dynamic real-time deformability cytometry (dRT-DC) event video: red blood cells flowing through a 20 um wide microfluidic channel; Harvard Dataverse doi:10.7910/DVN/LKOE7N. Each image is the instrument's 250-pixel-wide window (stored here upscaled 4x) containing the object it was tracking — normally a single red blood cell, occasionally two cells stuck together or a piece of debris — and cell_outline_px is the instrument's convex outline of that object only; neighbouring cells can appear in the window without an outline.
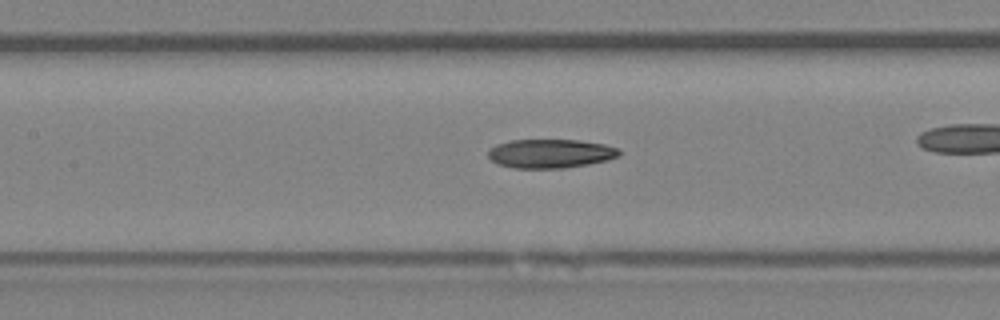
{"species": "Egyptian fruit bat (a non-hibernating species)", "species_latin": "Rousettus aegyptiacus", "temperature_condition": "room temperature", "stored_images_in_passage": 41, "camera_frame_rate_fps": 3000, "um_per_image_px": 0.085, "animal": {"sex": "female"}, "frame": {"image": 1, "passage_image": 24, "time_ms": 7.667, "image_size_px": [1000, 320], "cell_outline_px": [[620, 156], [608, 160], [588, 164], [564, 168], [512, 168], [496, 164], [488, 156], [488, 152], [496, 144], [508, 140], [580, 140], [604, 144], [616, 148], [620, 152]], "centroid_in_image_um": [46.77, 13.05], "position_along_channel_um": 160.6, "area_um2": 22.14}}